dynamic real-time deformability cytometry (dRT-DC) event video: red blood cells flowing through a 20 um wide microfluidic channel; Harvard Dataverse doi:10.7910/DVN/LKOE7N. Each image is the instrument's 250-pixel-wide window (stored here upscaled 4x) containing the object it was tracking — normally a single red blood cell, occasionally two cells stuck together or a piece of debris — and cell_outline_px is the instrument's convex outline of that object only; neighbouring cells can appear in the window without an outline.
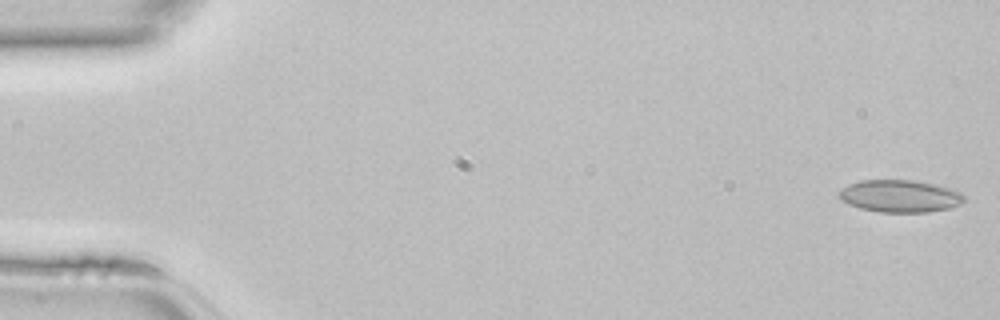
{"species": "common noctule bat (a hibernating species)", "species_latin": "Nyctalus noctula", "temperature_condition": "room temperature", "stored_images_in_passage": 45, "camera_frame_rate_fps": 3000, "um_per_image_px": 0.085, "animal": {"sex": "female", "body_mass_g": 22.7, "forearm_length_mm": 54.2}, "frame": {"image": 1, "passage_image": 1, "time_ms": 0.0, "image_size_px": [1000, 320], "cell_outline_px": [[964, 200], [960, 204], [948, 208], [928, 212], [880, 212], [860, 208], [848, 204], [840, 200], [840, 188], [848, 184], [860, 180], [916, 180], [936, 184], [952, 188], [960, 192], [964, 196]], "centroid_in_image_um": [76.49, 16.66], "position_along_channel_um": 8.5, "area_um2": 23.7}}
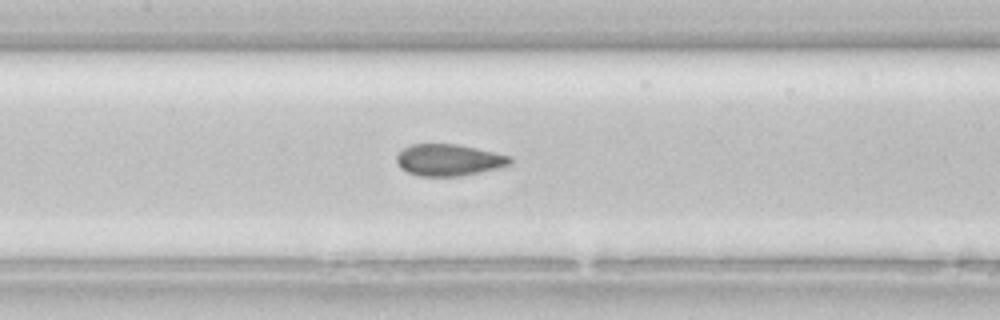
{"frame": {"image": 2, "passage_image": 21, "time_ms": 6.667, "image_size_px": [1000, 320], "cell_outline_px": [[512, 164], [480, 172], [460, 176], [416, 176], [400, 168], [396, 160], [396, 156], [404, 148], [412, 144], [456, 144], [476, 148], [512, 156]], "centroid_in_image_um": [38.15, 13.6], "position_along_channel_um": 169.3, "area_um2": 20.92}}
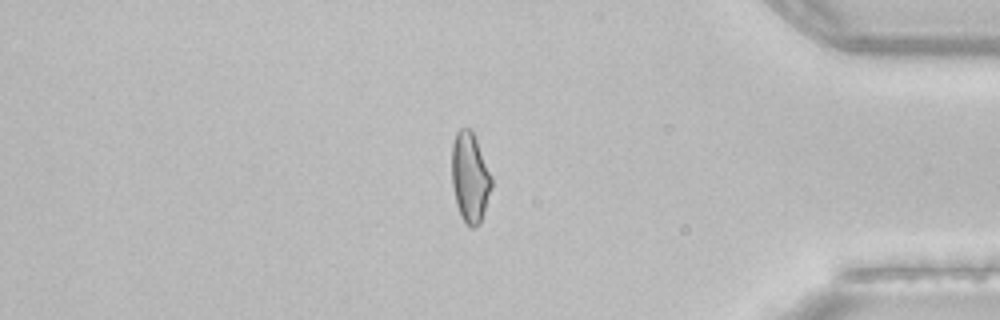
{"frame": {"image": 3, "passage_image": 38, "time_ms": 12.333, "image_size_px": [1000, 320], "cell_outline_px": [[492, 188], [480, 224], [476, 228], [472, 228], [460, 216], [456, 204], [452, 184], [452, 140], [456, 132], [460, 128], [468, 128], [472, 132], [476, 140], [492, 176]], "centroid_in_image_um": [39.94, 15.1], "position_along_channel_um": 395.3, "area_um2": 20.87}}